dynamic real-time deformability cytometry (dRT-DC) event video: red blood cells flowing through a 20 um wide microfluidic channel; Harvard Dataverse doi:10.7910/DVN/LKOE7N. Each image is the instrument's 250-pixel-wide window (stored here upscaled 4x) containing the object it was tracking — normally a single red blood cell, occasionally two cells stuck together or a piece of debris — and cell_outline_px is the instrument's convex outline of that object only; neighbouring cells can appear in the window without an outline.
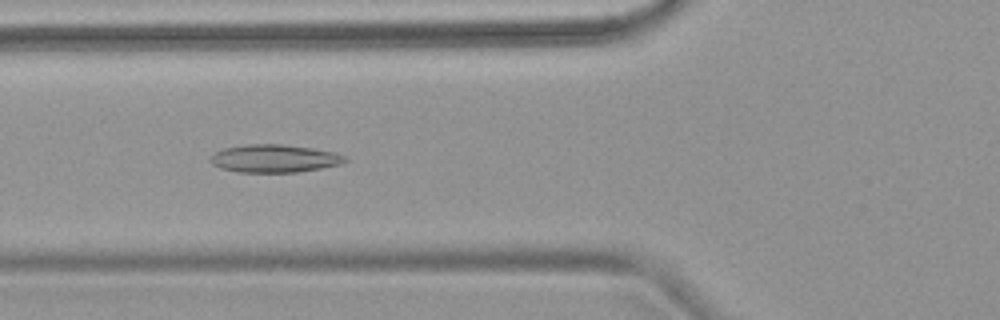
{"species": "common noctule bat (a hibernating species)", "species_latin": "Nyctalus noctula", "temperature_condition": "warm", "stored_images_in_passage": 4, "camera_frame_rate_fps": 3000, "um_per_image_px": 0.085, "animal": {"sex": "female", "body_mass_g": 18.4}, "frame": {"image": 1, "passage_image": 3, "time_ms": 2.333, "image_size_px": [1000, 320], "cell_outline_px": [[348, 160], [340, 164], [320, 168], [296, 172], [236, 172], [220, 168], [212, 164], [212, 156], [216, 152], [224, 148], [248, 144], [280, 144], [312, 148], [336, 152], [348, 156]], "centroid_in_image_um": [23.36, 13.47], "position_along_channel_um": 102.4, "area_um2": 21.79}}
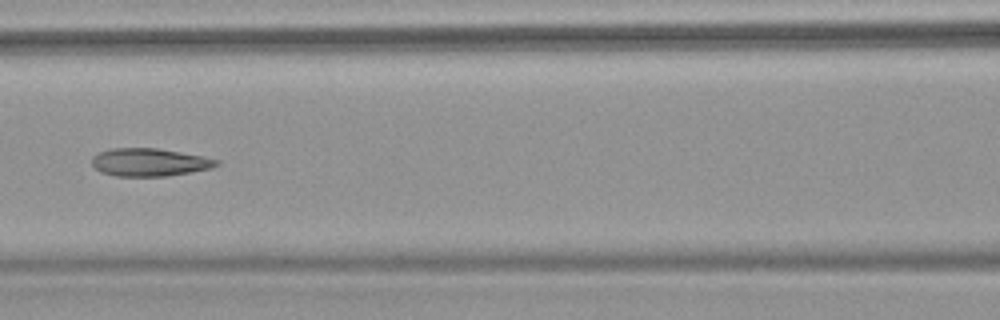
{"frame": {"image": 2, "passage_image": 4, "time_ms": 3.667, "image_size_px": [1000, 320], "cell_outline_px": [[220, 164], [212, 168], [192, 172], [168, 176], [116, 176], [100, 172], [92, 164], [92, 156], [100, 152], [112, 148], [156, 148], [180, 152], [220, 160]], "centroid_in_image_um": [12.71, 13.8], "position_along_channel_um": 153.9, "area_um2": 20.23}}